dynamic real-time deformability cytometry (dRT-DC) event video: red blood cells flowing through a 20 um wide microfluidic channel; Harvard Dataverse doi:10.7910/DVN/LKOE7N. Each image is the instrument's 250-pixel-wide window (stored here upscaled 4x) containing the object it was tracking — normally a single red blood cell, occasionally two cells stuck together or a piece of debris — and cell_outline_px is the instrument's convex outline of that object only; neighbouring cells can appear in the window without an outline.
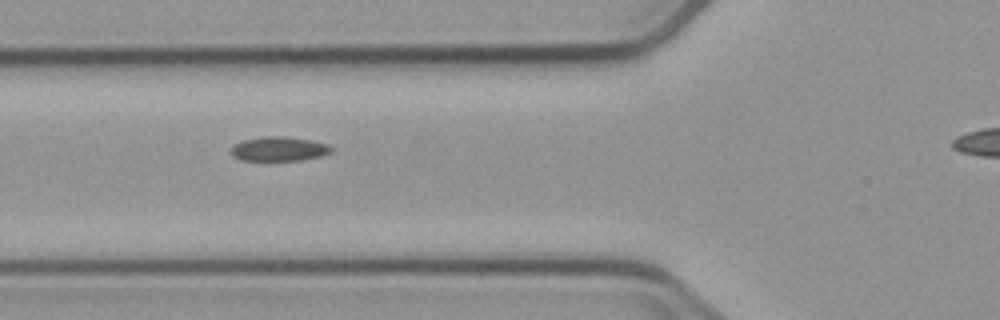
{"species": "common noctule bat (a hibernating species)", "species_latin": "Nyctalus noctula", "temperature_condition": "cold", "stored_images_in_passage": 7, "camera_frame_rate_fps": 3000, "um_per_image_px": 0.085, "animal": {"sex": "male", "body_mass_g": 23.1, "forearm_length_mm": 52.7}, "frame": {"image": 1, "passage_image": 2, "time_ms": 1.0, "image_size_px": [1000, 320], "cell_outline_px": [[332, 152], [320, 156], [300, 160], [240, 160], [232, 156], [232, 144], [244, 140], [264, 136], [284, 136], [312, 140], [328, 144], [332, 148]], "centroid_in_image_um": [23.71, 12.65], "position_along_channel_um": 102.1, "area_um2": 14.22}}
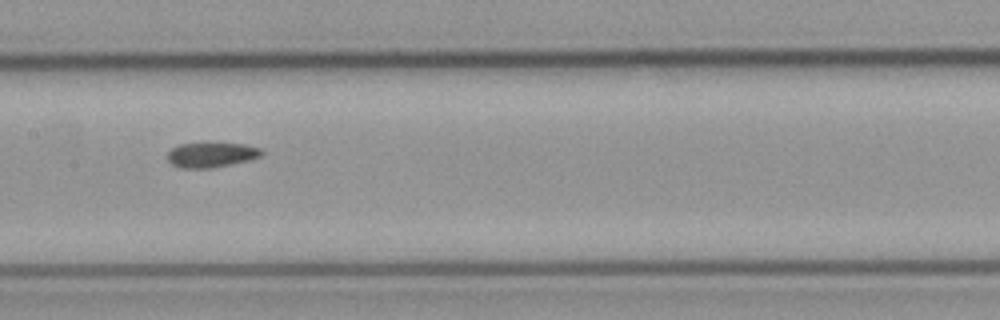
{"frame": {"image": 2, "passage_image": 4, "time_ms": 3.333, "image_size_px": [1000, 320], "cell_outline_px": [[264, 152], [260, 156], [248, 160], [208, 168], [180, 168], [172, 164], [168, 160], [168, 152], [172, 148], [180, 144], [204, 140], [244, 144], [260, 148]], "centroid_in_image_um": [17.93, 13.1], "position_along_channel_um": 189.5, "area_um2": 14.16}}
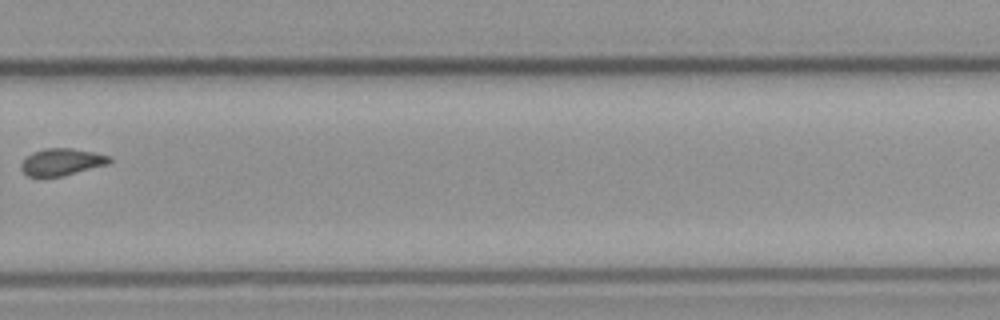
{"frame": {"image": 3, "passage_image": 7, "time_ms": 7.0, "image_size_px": [1000, 320], "cell_outline_px": [[112, 160], [108, 164], [64, 176], [44, 180], [28, 176], [20, 168], [20, 164], [32, 152], [44, 148], [72, 148], [96, 152], [112, 156]], "centroid_in_image_um": [5.23, 13.8], "position_along_channel_um": 324.6, "area_um2": 14.51}}